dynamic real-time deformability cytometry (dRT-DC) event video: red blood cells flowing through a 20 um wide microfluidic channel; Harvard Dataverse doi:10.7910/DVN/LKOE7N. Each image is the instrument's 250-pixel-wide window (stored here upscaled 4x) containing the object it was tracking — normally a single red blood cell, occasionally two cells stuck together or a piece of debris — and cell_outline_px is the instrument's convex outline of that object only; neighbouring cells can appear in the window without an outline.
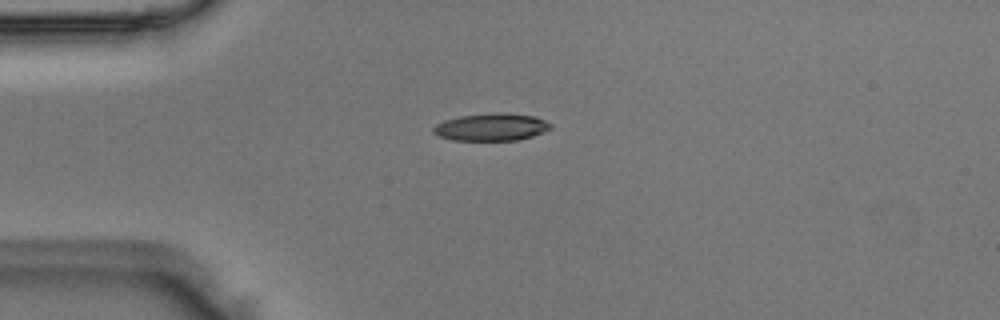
{"species": "Egyptian fruit bat (a non-hibernating species)", "species_latin": "Rousettus aegyptiacus", "temperature_condition": "room temperature", "stored_images_in_passage": 4, "camera_frame_rate_fps": 3000, "um_per_image_px": 0.085, "animal": {"sex": "male"}, "frame": {"image": 1, "passage_image": 4, "time_ms": 1.0, "image_size_px": [1000, 320], "cell_outline_px": [[552, 128], [544, 132], [532, 136], [516, 140], [452, 140], [440, 136], [432, 132], [432, 128], [436, 124], [444, 120], [460, 116], [496, 112], [536, 116], [552, 124]], "centroid_in_image_um": [41.77, 10.79], "position_along_channel_um": 43.2, "area_um2": 18.73}}